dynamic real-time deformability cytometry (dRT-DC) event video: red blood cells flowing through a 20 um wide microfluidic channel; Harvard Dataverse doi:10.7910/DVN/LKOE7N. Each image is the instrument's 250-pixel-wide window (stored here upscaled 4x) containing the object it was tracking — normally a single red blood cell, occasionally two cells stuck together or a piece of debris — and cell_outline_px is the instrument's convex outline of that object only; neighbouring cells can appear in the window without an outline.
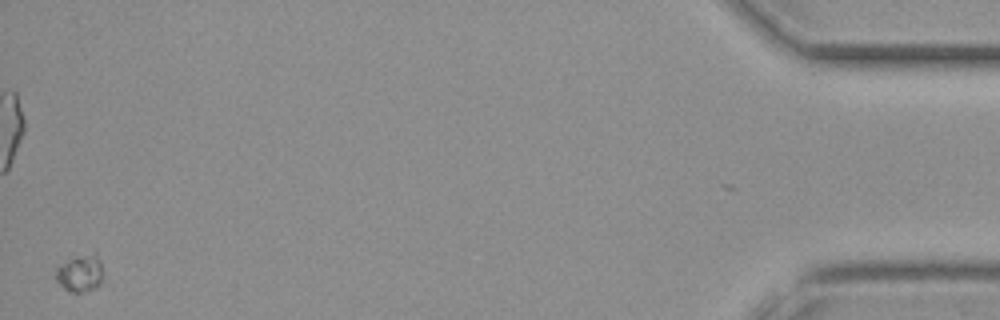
{"species": "common noctule bat (a hibernating species)", "species_latin": "Nyctalus noctula", "temperature_condition": "cold", "stored_images_in_passage": 53, "camera_frame_rate_fps": 3000, "um_per_image_px": 0.085, "animal": {"sex": "female", "body_mass_g": 19.3, "forearm_length_mm": 54.1}, "frame": {"image": 1, "passage_image": 53, "time_ms": 17.333, "image_size_px": [1000, 320], "cell_outline_px": [[104, 276], [100, 284], [96, 288], [80, 292], [72, 292], [64, 288], [56, 280], [56, 268], [60, 264], [76, 256], [96, 248]], "centroid_in_image_um": [6.87, 23.16], "position_along_channel_um": 428.3, "area_um2": 10.64}}